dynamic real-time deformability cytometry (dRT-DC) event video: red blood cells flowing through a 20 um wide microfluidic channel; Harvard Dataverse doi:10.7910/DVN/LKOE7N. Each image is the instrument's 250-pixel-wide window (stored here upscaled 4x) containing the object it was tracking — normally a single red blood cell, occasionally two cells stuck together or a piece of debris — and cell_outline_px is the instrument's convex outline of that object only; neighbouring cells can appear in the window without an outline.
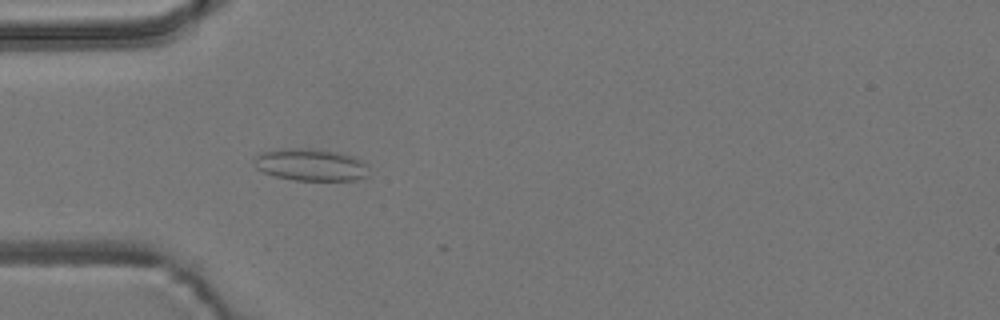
{"species": "common noctule bat (a hibernating species)", "species_latin": "Nyctalus noctula", "temperature_condition": "room temperature", "stored_images_in_passage": 5, "camera_frame_rate_fps": 3000, "um_per_image_px": 0.085, "animal": {"sex": "male", "body_mass_g": 19.2, "forearm_length_mm": 51.8}, "frame": {"image": 1, "passage_image": 5, "time_ms": 1.333, "image_size_px": [1000, 320], "cell_outline_px": [[368, 176], [352, 180], [296, 180], [276, 176], [264, 172], [256, 168], [252, 164], [252, 160], [260, 152], [284, 148], [308, 148], [336, 152], [352, 156], [368, 164]], "centroid_in_image_um": [26.38, 14.0], "position_along_channel_um": 58.6, "area_um2": 21.5}}